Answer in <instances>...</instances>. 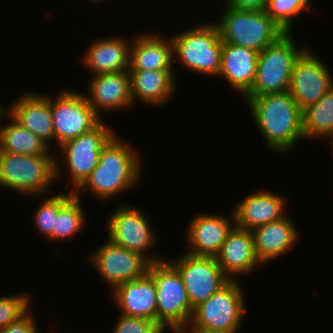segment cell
<instances>
[{"instance_id":"6da1fadb","label":"cell","mask_w":333,"mask_h":333,"mask_svg":"<svg viewBox=\"0 0 333 333\" xmlns=\"http://www.w3.org/2000/svg\"><path fill=\"white\" fill-rule=\"evenodd\" d=\"M246 104L270 151L285 154L304 140L302 110L289 91L251 97Z\"/></svg>"},{"instance_id":"7a4b0ae2","label":"cell","mask_w":333,"mask_h":333,"mask_svg":"<svg viewBox=\"0 0 333 333\" xmlns=\"http://www.w3.org/2000/svg\"><path fill=\"white\" fill-rule=\"evenodd\" d=\"M130 145L115 135L103 147L97 167L74 192L75 195L80 197L90 191L95 198L107 201L135 187L142 177L143 161Z\"/></svg>"},{"instance_id":"3957f363","label":"cell","mask_w":333,"mask_h":333,"mask_svg":"<svg viewBox=\"0 0 333 333\" xmlns=\"http://www.w3.org/2000/svg\"><path fill=\"white\" fill-rule=\"evenodd\" d=\"M215 25L223 43L261 52L286 33L266 12L234 9L225 4Z\"/></svg>"},{"instance_id":"277c9868","label":"cell","mask_w":333,"mask_h":333,"mask_svg":"<svg viewBox=\"0 0 333 333\" xmlns=\"http://www.w3.org/2000/svg\"><path fill=\"white\" fill-rule=\"evenodd\" d=\"M292 35L286 32L259 52L254 84L244 96L245 102L251 97L288 91L294 64L307 49L297 48Z\"/></svg>"},{"instance_id":"5b68a950","label":"cell","mask_w":333,"mask_h":333,"mask_svg":"<svg viewBox=\"0 0 333 333\" xmlns=\"http://www.w3.org/2000/svg\"><path fill=\"white\" fill-rule=\"evenodd\" d=\"M115 135L114 130L102 120L89 132L61 144L58 147L61 159L58 158V154H55L57 155L55 156L56 180L60 179L63 170L67 169L69 172L67 183L71 184V191L75 192L97 167L103 147ZM64 166H66L65 169Z\"/></svg>"},{"instance_id":"8992f818","label":"cell","mask_w":333,"mask_h":333,"mask_svg":"<svg viewBox=\"0 0 333 333\" xmlns=\"http://www.w3.org/2000/svg\"><path fill=\"white\" fill-rule=\"evenodd\" d=\"M170 37L173 42L174 64L178 59L189 71L218 77L223 42L215 23H196L192 28Z\"/></svg>"},{"instance_id":"52a82bcc","label":"cell","mask_w":333,"mask_h":333,"mask_svg":"<svg viewBox=\"0 0 333 333\" xmlns=\"http://www.w3.org/2000/svg\"><path fill=\"white\" fill-rule=\"evenodd\" d=\"M54 182L55 154L20 155L0 151V185L4 188L36 198L41 195V198L46 192H52L49 189Z\"/></svg>"},{"instance_id":"ba28073f","label":"cell","mask_w":333,"mask_h":333,"mask_svg":"<svg viewBox=\"0 0 333 333\" xmlns=\"http://www.w3.org/2000/svg\"><path fill=\"white\" fill-rule=\"evenodd\" d=\"M148 273L157 288V322L167 332L181 331L190 323L194 309L180 273L166 259L150 263Z\"/></svg>"},{"instance_id":"9c48e42d","label":"cell","mask_w":333,"mask_h":333,"mask_svg":"<svg viewBox=\"0 0 333 333\" xmlns=\"http://www.w3.org/2000/svg\"><path fill=\"white\" fill-rule=\"evenodd\" d=\"M246 298L240 280L226 285L194 308L191 321L185 327H202L226 333H238L244 321Z\"/></svg>"},{"instance_id":"30bf717a","label":"cell","mask_w":333,"mask_h":333,"mask_svg":"<svg viewBox=\"0 0 333 333\" xmlns=\"http://www.w3.org/2000/svg\"><path fill=\"white\" fill-rule=\"evenodd\" d=\"M120 205L105 221L107 239L127 250L140 253L150 263L165 260L164 257L151 252L157 236L145 213L140 207L123 203Z\"/></svg>"},{"instance_id":"8fae6325","label":"cell","mask_w":333,"mask_h":333,"mask_svg":"<svg viewBox=\"0 0 333 333\" xmlns=\"http://www.w3.org/2000/svg\"><path fill=\"white\" fill-rule=\"evenodd\" d=\"M55 94L54 97L51 95V113L58 147L67 140L89 132L103 120L89 105L85 94L71 89Z\"/></svg>"},{"instance_id":"7c38bea8","label":"cell","mask_w":333,"mask_h":333,"mask_svg":"<svg viewBox=\"0 0 333 333\" xmlns=\"http://www.w3.org/2000/svg\"><path fill=\"white\" fill-rule=\"evenodd\" d=\"M169 262L180 273L193 309L231 280L222 271L216 257L184 253Z\"/></svg>"},{"instance_id":"4fadbf2b","label":"cell","mask_w":333,"mask_h":333,"mask_svg":"<svg viewBox=\"0 0 333 333\" xmlns=\"http://www.w3.org/2000/svg\"><path fill=\"white\" fill-rule=\"evenodd\" d=\"M89 259V263L111 290L119 284L143 277L150 265L140 253L118 246L109 239H106Z\"/></svg>"},{"instance_id":"5bb4252c","label":"cell","mask_w":333,"mask_h":333,"mask_svg":"<svg viewBox=\"0 0 333 333\" xmlns=\"http://www.w3.org/2000/svg\"><path fill=\"white\" fill-rule=\"evenodd\" d=\"M310 49L296 60L288 91L303 111L317 103L333 87V78L328 67Z\"/></svg>"},{"instance_id":"9a60e30c","label":"cell","mask_w":333,"mask_h":333,"mask_svg":"<svg viewBox=\"0 0 333 333\" xmlns=\"http://www.w3.org/2000/svg\"><path fill=\"white\" fill-rule=\"evenodd\" d=\"M235 225L234 212L231 217L213 214H196L186 228V242L190 249L185 253L193 256L216 257Z\"/></svg>"},{"instance_id":"2e32d148","label":"cell","mask_w":333,"mask_h":333,"mask_svg":"<svg viewBox=\"0 0 333 333\" xmlns=\"http://www.w3.org/2000/svg\"><path fill=\"white\" fill-rule=\"evenodd\" d=\"M89 105L102 119L103 112L131 108L133 101L130 94V74L128 70L91 75L88 81Z\"/></svg>"},{"instance_id":"e0dca14e","label":"cell","mask_w":333,"mask_h":333,"mask_svg":"<svg viewBox=\"0 0 333 333\" xmlns=\"http://www.w3.org/2000/svg\"><path fill=\"white\" fill-rule=\"evenodd\" d=\"M7 112L49 147L52 146L50 143L55 142L51 95L25 92L15 102H12Z\"/></svg>"},{"instance_id":"ac0fdd59","label":"cell","mask_w":333,"mask_h":333,"mask_svg":"<svg viewBox=\"0 0 333 333\" xmlns=\"http://www.w3.org/2000/svg\"><path fill=\"white\" fill-rule=\"evenodd\" d=\"M216 259L231 280H238L239 274L248 275L263 265L256 256L252 232L236 225L228 232Z\"/></svg>"},{"instance_id":"d6986e66","label":"cell","mask_w":333,"mask_h":333,"mask_svg":"<svg viewBox=\"0 0 333 333\" xmlns=\"http://www.w3.org/2000/svg\"><path fill=\"white\" fill-rule=\"evenodd\" d=\"M111 294L121 315L157 321V288L148 272L137 280L119 284Z\"/></svg>"},{"instance_id":"ffe728a7","label":"cell","mask_w":333,"mask_h":333,"mask_svg":"<svg viewBox=\"0 0 333 333\" xmlns=\"http://www.w3.org/2000/svg\"><path fill=\"white\" fill-rule=\"evenodd\" d=\"M286 198L270 191L260 190L244 197L233 212L237 227L254 230L270 222L284 218L287 214Z\"/></svg>"},{"instance_id":"44dd1931","label":"cell","mask_w":333,"mask_h":333,"mask_svg":"<svg viewBox=\"0 0 333 333\" xmlns=\"http://www.w3.org/2000/svg\"><path fill=\"white\" fill-rule=\"evenodd\" d=\"M140 32L132 37L129 70H175L171 37Z\"/></svg>"},{"instance_id":"7402d4cb","label":"cell","mask_w":333,"mask_h":333,"mask_svg":"<svg viewBox=\"0 0 333 333\" xmlns=\"http://www.w3.org/2000/svg\"><path fill=\"white\" fill-rule=\"evenodd\" d=\"M131 40L121 35L91 41L81 62L91 75L129 70ZM93 73V74H92Z\"/></svg>"},{"instance_id":"603a6c76","label":"cell","mask_w":333,"mask_h":333,"mask_svg":"<svg viewBox=\"0 0 333 333\" xmlns=\"http://www.w3.org/2000/svg\"><path fill=\"white\" fill-rule=\"evenodd\" d=\"M259 52L230 43L222 44L218 76L224 78L232 89L244 97L252 88Z\"/></svg>"},{"instance_id":"cb8c5ba5","label":"cell","mask_w":333,"mask_h":333,"mask_svg":"<svg viewBox=\"0 0 333 333\" xmlns=\"http://www.w3.org/2000/svg\"><path fill=\"white\" fill-rule=\"evenodd\" d=\"M130 94L135 106L141 101L148 106H162L176 93L174 70H128Z\"/></svg>"},{"instance_id":"d4e9b609","label":"cell","mask_w":333,"mask_h":333,"mask_svg":"<svg viewBox=\"0 0 333 333\" xmlns=\"http://www.w3.org/2000/svg\"><path fill=\"white\" fill-rule=\"evenodd\" d=\"M257 258L262 264L281 257L298 242L299 232L287 215L251 231Z\"/></svg>"},{"instance_id":"484cf974","label":"cell","mask_w":333,"mask_h":333,"mask_svg":"<svg viewBox=\"0 0 333 333\" xmlns=\"http://www.w3.org/2000/svg\"><path fill=\"white\" fill-rule=\"evenodd\" d=\"M10 122L0 124V151L20 155L52 154V150L37 135L17 122L8 112Z\"/></svg>"},{"instance_id":"4316f807","label":"cell","mask_w":333,"mask_h":333,"mask_svg":"<svg viewBox=\"0 0 333 333\" xmlns=\"http://www.w3.org/2000/svg\"><path fill=\"white\" fill-rule=\"evenodd\" d=\"M302 119L304 140L328 137L333 143V87L302 111Z\"/></svg>"},{"instance_id":"83f0119b","label":"cell","mask_w":333,"mask_h":333,"mask_svg":"<svg viewBox=\"0 0 333 333\" xmlns=\"http://www.w3.org/2000/svg\"><path fill=\"white\" fill-rule=\"evenodd\" d=\"M81 198L76 195L59 211L53 233L47 238L50 242H61L76 236L86 225V216L81 205Z\"/></svg>"},{"instance_id":"f1b7e54d","label":"cell","mask_w":333,"mask_h":333,"mask_svg":"<svg viewBox=\"0 0 333 333\" xmlns=\"http://www.w3.org/2000/svg\"><path fill=\"white\" fill-rule=\"evenodd\" d=\"M69 189H71L70 186L66 185L65 190L70 193L59 192V194L46 196L34 212L35 227L46 239L53 233L59 211L75 196V193Z\"/></svg>"},{"instance_id":"f546056e","label":"cell","mask_w":333,"mask_h":333,"mask_svg":"<svg viewBox=\"0 0 333 333\" xmlns=\"http://www.w3.org/2000/svg\"><path fill=\"white\" fill-rule=\"evenodd\" d=\"M310 0H268L265 12L286 32L293 30V18L311 10Z\"/></svg>"},{"instance_id":"4dcf8cb0","label":"cell","mask_w":333,"mask_h":333,"mask_svg":"<svg viewBox=\"0 0 333 333\" xmlns=\"http://www.w3.org/2000/svg\"><path fill=\"white\" fill-rule=\"evenodd\" d=\"M30 301V296L20 293L0 297V330L23 318L32 308Z\"/></svg>"},{"instance_id":"1f68e13d","label":"cell","mask_w":333,"mask_h":333,"mask_svg":"<svg viewBox=\"0 0 333 333\" xmlns=\"http://www.w3.org/2000/svg\"><path fill=\"white\" fill-rule=\"evenodd\" d=\"M119 315L113 333H167L157 321Z\"/></svg>"},{"instance_id":"d6a6232c","label":"cell","mask_w":333,"mask_h":333,"mask_svg":"<svg viewBox=\"0 0 333 333\" xmlns=\"http://www.w3.org/2000/svg\"><path fill=\"white\" fill-rule=\"evenodd\" d=\"M31 310L19 321L0 330V333H39Z\"/></svg>"},{"instance_id":"836d02e7","label":"cell","mask_w":333,"mask_h":333,"mask_svg":"<svg viewBox=\"0 0 333 333\" xmlns=\"http://www.w3.org/2000/svg\"><path fill=\"white\" fill-rule=\"evenodd\" d=\"M268 0H225V4L239 10L262 11L266 9Z\"/></svg>"},{"instance_id":"e575fe53","label":"cell","mask_w":333,"mask_h":333,"mask_svg":"<svg viewBox=\"0 0 333 333\" xmlns=\"http://www.w3.org/2000/svg\"><path fill=\"white\" fill-rule=\"evenodd\" d=\"M182 333H226L222 331L209 330L202 327H184Z\"/></svg>"},{"instance_id":"d590c367","label":"cell","mask_w":333,"mask_h":333,"mask_svg":"<svg viewBox=\"0 0 333 333\" xmlns=\"http://www.w3.org/2000/svg\"><path fill=\"white\" fill-rule=\"evenodd\" d=\"M7 108H5V107H2L1 105H0V122H3L2 121V119L3 118H5V113L7 112V110H6ZM6 111V112H5Z\"/></svg>"},{"instance_id":"8d00e7d4","label":"cell","mask_w":333,"mask_h":333,"mask_svg":"<svg viewBox=\"0 0 333 333\" xmlns=\"http://www.w3.org/2000/svg\"><path fill=\"white\" fill-rule=\"evenodd\" d=\"M170 333H182L181 331H171Z\"/></svg>"},{"instance_id":"74e56055","label":"cell","mask_w":333,"mask_h":333,"mask_svg":"<svg viewBox=\"0 0 333 333\" xmlns=\"http://www.w3.org/2000/svg\"><path fill=\"white\" fill-rule=\"evenodd\" d=\"M330 145H331V147H330V148L332 149V153H333V143H332V144H330Z\"/></svg>"}]
</instances>
